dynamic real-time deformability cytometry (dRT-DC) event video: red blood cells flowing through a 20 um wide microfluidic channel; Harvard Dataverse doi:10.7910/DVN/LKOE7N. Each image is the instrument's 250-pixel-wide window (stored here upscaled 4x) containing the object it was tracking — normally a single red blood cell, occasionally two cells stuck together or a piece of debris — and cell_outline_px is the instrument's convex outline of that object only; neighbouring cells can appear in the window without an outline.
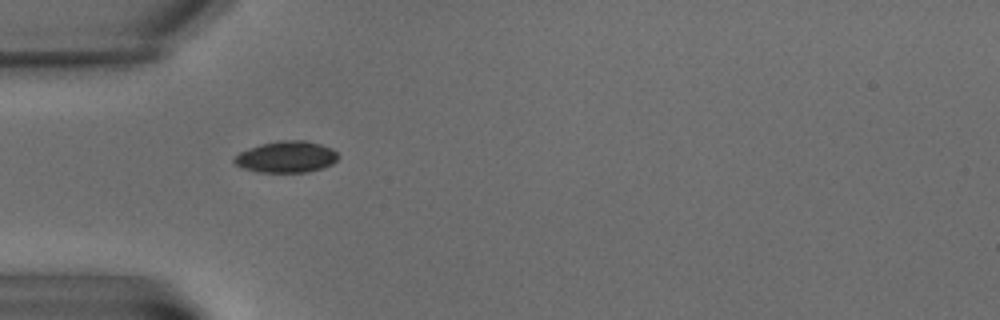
{"species": "common noctule bat (a hibernating species)", "species_latin": "Nyctalus noctula", "temperature_condition": "warm", "stored_images_in_passage": 2, "camera_frame_rate_fps": 3000, "um_per_image_px": 0.085, "animal": {"sex": "male", "body_mass_g": 15.6}, "frame": {"image": 1, "passage_image": 1, "time_ms": 0.0, "image_size_px": [1000, 320], "cell_outline_px": [[340, 156], [332, 164], [308, 172], [256, 172], [244, 168], [236, 164], [232, 160], [240, 152], [260, 144], [280, 140], [304, 140], [320, 144], [332, 148]], "centroid_in_image_um": [24.35, 13.33], "position_along_channel_um": 60.6, "area_um2": 18.96}}